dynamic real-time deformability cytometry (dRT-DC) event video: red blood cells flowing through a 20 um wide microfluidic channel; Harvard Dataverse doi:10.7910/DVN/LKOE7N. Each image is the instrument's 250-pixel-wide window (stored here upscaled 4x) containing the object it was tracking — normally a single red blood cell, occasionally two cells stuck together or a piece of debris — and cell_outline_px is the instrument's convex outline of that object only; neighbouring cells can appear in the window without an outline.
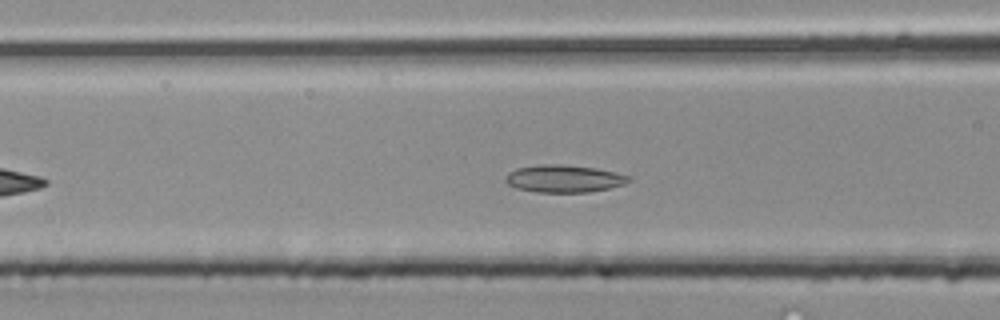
{"species": "common noctule bat (a hibernating species)", "species_latin": "Nyctalus noctula", "temperature_condition": "room temperature", "stored_images_in_passage": 36, "camera_frame_rate_fps": 3000, "um_per_image_px": 0.085, "animal": {"sex": "male", "body_mass_g": 20.4}, "frame": {"image": 1, "passage_image": 9, "time_ms": 2.667, "image_size_px": [1000, 320], "cell_outline_px": [[632, 180], [624, 184], [608, 188], [588, 192], [536, 192], [516, 188], [508, 184], [504, 180], [504, 176], [508, 172], [516, 168], [540, 164], [560, 164], [596, 168], [616, 172], [632, 176]], "centroid_in_image_um": [47.93, 15.18], "position_along_channel_um": 118.7, "area_um2": 19.88}}
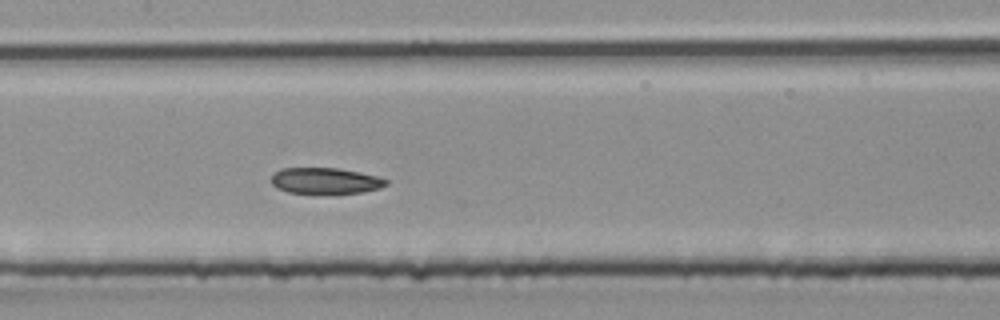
{"frame": {"image": 2, "passage_image": 13, "time_ms": 4.0, "image_size_px": [1000, 320], "cell_outline_px": [[388, 184], [380, 188], [364, 192], [288, 192], [276, 188], [272, 184], [272, 176], [280, 168], [340, 168], [360, 172], [376, 176], [388, 180]], "centroid_in_image_um": [27.67, 15.34], "position_along_channel_um": 179.7, "area_um2": 17.11}}
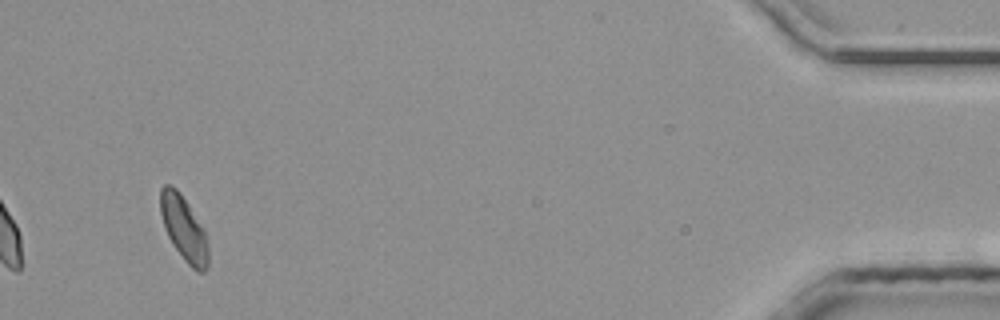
{"frame": {"image": 3, "passage_image": 34, "time_ms": 11.0, "image_size_px": [1000, 320], "cell_outline_px": [[208, 268], [204, 272], [196, 272], [184, 260], [172, 244], [164, 228], [160, 212], [160, 188], [164, 184], [172, 184], [180, 192], [204, 228], [208, 244]], "centroid_in_image_um": [15.62, 19.42], "position_along_channel_um": 419.6, "area_um2": 18.32}}